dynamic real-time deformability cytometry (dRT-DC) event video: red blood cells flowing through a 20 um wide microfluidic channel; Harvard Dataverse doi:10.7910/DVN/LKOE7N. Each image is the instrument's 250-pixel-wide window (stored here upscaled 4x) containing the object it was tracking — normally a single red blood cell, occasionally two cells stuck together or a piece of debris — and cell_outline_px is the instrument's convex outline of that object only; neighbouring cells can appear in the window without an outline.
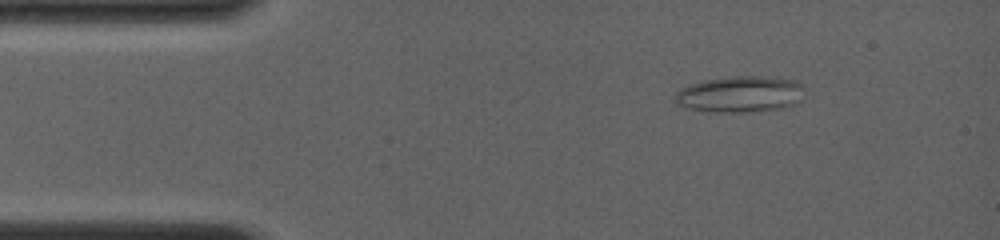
{"species": "common noctule bat (a hibernating species)", "species_latin": "Nyctalus noctula", "temperature_condition": "room temperature", "stored_images_in_passage": 5, "camera_frame_rate_fps": 4000, "um_per_image_px": 0.085, "animal": {"sex": "female", "body_mass_g": 19.0, "forearm_length_mm": 56.7}, "frame": {"image": 1, "passage_image": 2, "time_ms": 1.25, "image_size_px": [1000, 240], "cell_outline_px": [[804, 88], [800, 100], [796, 104], [784, 108], [744, 112], [716, 112], [684, 108], [676, 104], [672, 100], [676, 92], [680, 88], [688, 84], [704, 80], [732, 76], [776, 76], [796, 80], [804, 84]], "centroid_in_image_um": [62.91, 7.99], "position_along_channel_um": 22.1, "area_um2": 28.03}}
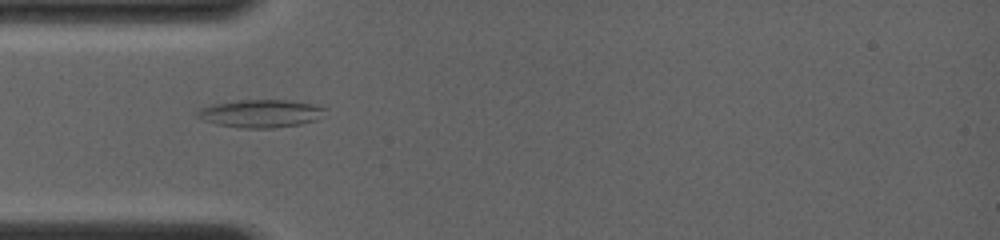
{"frame": {"image": 2, "passage_image": 4, "time_ms": 3.75, "image_size_px": [1000, 240], "cell_outline_px": [[328, 108], [316, 120], [300, 124], [272, 128], [244, 128], [216, 124], [192, 116], [200, 108], [212, 104], [240, 100], [288, 100], [312, 104]], "centroid_in_image_um": [22.11, 9.64], "position_along_channel_um": 62.9, "area_um2": 20.75}}